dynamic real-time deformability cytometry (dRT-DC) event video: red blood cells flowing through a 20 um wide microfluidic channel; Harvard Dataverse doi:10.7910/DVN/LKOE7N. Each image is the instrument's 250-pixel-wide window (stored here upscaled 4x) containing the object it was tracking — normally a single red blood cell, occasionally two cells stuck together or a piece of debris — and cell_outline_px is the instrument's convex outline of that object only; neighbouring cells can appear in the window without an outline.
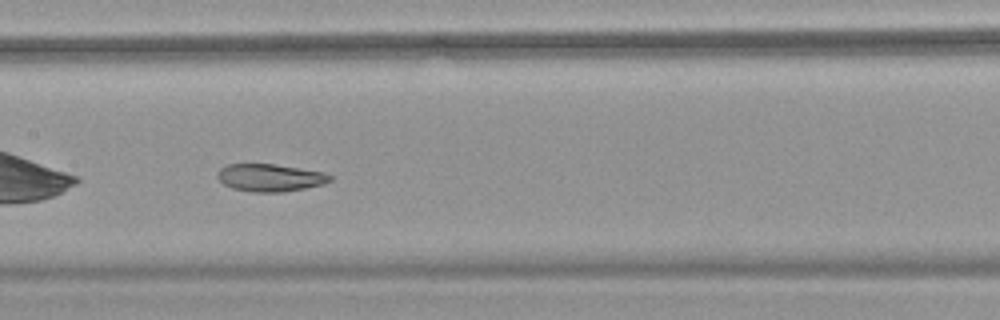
{"species": "common noctule bat (a hibernating species)", "species_latin": "Nyctalus noctula", "temperature_condition": "warm", "stored_images_in_passage": 34, "camera_frame_rate_fps": 3000, "um_per_image_px": 0.085, "animal": {"sex": "female", "body_mass_g": 18.4}, "frame": {"image": 1, "passage_image": 10, "time_ms": 3.0, "image_size_px": [1000, 320], "cell_outline_px": [[332, 180], [324, 184], [304, 188], [280, 192], [252, 192], [232, 188], [224, 184], [216, 176], [216, 172], [220, 168], [228, 164], [272, 164], [300, 168], [324, 172], [332, 176]], "centroid_in_image_um": [22.94, 15.1], "position_along_channel_um": 184.5, "area_um2": 18.03}, "authors_computed_cell_mechanics": {"area_um2": 19.1029, "velocity_mm_per_s": 3.7582, "shape_relaxation_time_tau1_ms": 9.5103, "shape_relaxation_time_tau2_ms": 2.1812, "deformation_change_tau1": 0.1751, "deformation_change_tau2": 0.0698}}